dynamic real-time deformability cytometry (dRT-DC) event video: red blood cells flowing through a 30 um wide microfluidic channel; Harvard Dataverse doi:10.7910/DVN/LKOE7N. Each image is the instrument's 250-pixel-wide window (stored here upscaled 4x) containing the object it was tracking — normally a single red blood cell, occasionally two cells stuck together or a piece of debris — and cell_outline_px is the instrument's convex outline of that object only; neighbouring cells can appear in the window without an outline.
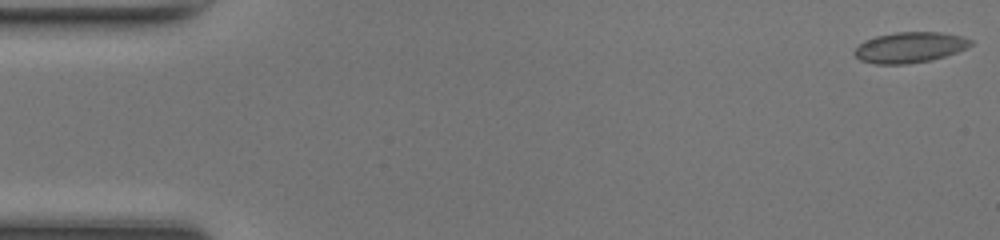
{"species": "common noctule bat (a hibernating species)", "species_latin": "Nyctalus noctula", "temperature_condition": "room temperature", "stored_images_in_passage": 48, "camera_frame_rate_fps": 3000, "um_per_image_px": 0.085, "animal": {"sex": "female", "body_mass_g": 17.0, "forearm_length_mm": 48.0}, "frame": {"image": 1, "passage_image": 1, "time_ms": 0.0, "image_size_px": [1000, 240], "cell_outline_px": [[972, 44], [968, 48], [932, 60], [908, 64], [876, 64], [860, 60], [852, 52], [864, 40], [876, 36], [896, 32], [940, 32], [964, 36], [972, 40]], "centroid_in_image_um": [77.34, 4.02], "position_along_channel_um": 7.7, "area_um2": 20.87}}
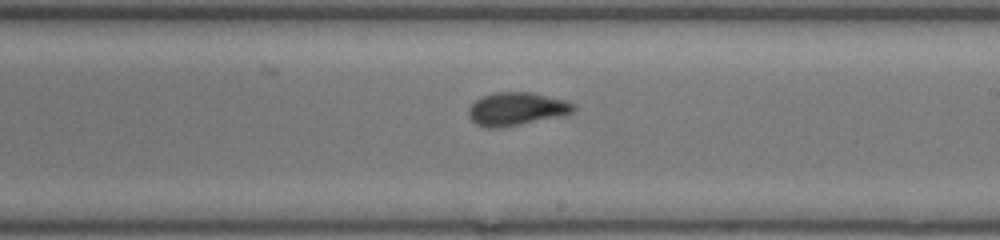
{"frame": {"image": 2, "passage_image": 28, "time_ms": 9.0, "image_size_px": [1000, 240], "cell_outline_px": [[576, 108], [572, 112], [564, 116], [520, 124], [496, 128], [484, 128], [476, 124], [468, 116], [468, 108], [476, 100], [484, 96], [496, 92], [532, 92], [564, 100], [572, 104]], "centroid_in_image_um": [43.89, 9.27], "position_along_channel_um": 245.1, "area_um2": 20.17}}
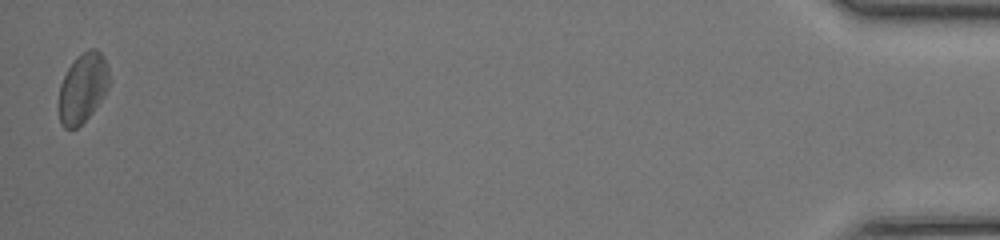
{"frame": {"image": 3, "passage_image": 48, "time_ms": 15.667, "image_size_px": [1000, 240], "cell_outline_px": [[108, 88], [104, 96], [92, 112], [76, 128], [64, 128], [60, 124], [60, 84], [68, 68], [76, 56], [88, 48], [96, 48], [104, 56], [108, 68]], "centroid_in_image_um": [7.04, 7.43], "position_along_channel_um": 428.2, "area_um2": 20.23}, "authors_computed_cell_mechanics": {"area_um2": 19.8254, "velocity_mm_per_s": 4.2699, "shape_relaxation_time_tau1_ms": 5.2977, "shape_relaxation_time_tau2_ms": 1.0276, "deformation_change_tau1": 0.1211, "deformation_change_tau2": 0.04}}